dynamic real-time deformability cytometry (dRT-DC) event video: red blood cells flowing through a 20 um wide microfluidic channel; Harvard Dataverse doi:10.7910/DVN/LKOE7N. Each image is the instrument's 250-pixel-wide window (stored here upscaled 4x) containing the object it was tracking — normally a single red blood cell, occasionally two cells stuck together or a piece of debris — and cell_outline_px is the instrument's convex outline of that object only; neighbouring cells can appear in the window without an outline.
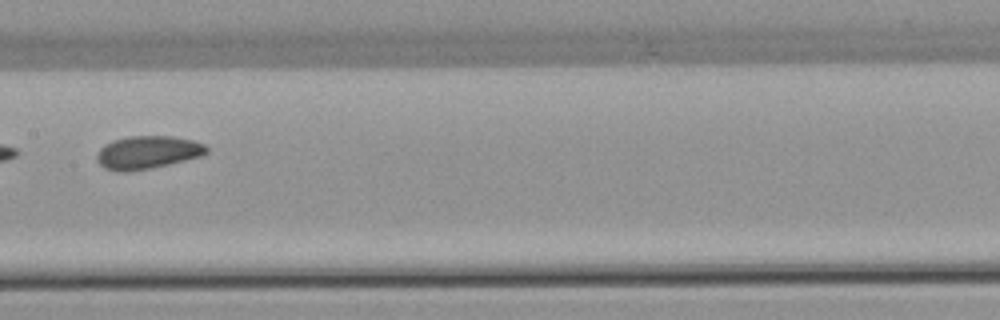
{"species": "common noctule bat (a hibernating species)", "species_latin": "Nyctalus noctula", "temperature_condition": "warm", "stored_images_in_passage": 7, "camera_frame_rate_fps": 3000, "um_per_image_px": 0.085, "animal": {"sex": "female", "body_mass_g": 22.7, "forearm_length_mm": 54.2}, "frame": {"image": 1, "passage_image": 7, "time_ms": 8.0, "image_size_px": [1000, 320], "cell_outline_px": [[208, 152], [200, 156], [152, 168], [128, 172], [116, 172], [104, 168], [96, 160], [96, 156], [100, 148], [104, 144], [112, 140], [128, 136], [172, 136], [192, 140], [204, 144], [208, 148]], "centroid_in_image_um": [12.5, 12.95], "position_along_channel_um": 194.9, "area_um2": 21.21}}